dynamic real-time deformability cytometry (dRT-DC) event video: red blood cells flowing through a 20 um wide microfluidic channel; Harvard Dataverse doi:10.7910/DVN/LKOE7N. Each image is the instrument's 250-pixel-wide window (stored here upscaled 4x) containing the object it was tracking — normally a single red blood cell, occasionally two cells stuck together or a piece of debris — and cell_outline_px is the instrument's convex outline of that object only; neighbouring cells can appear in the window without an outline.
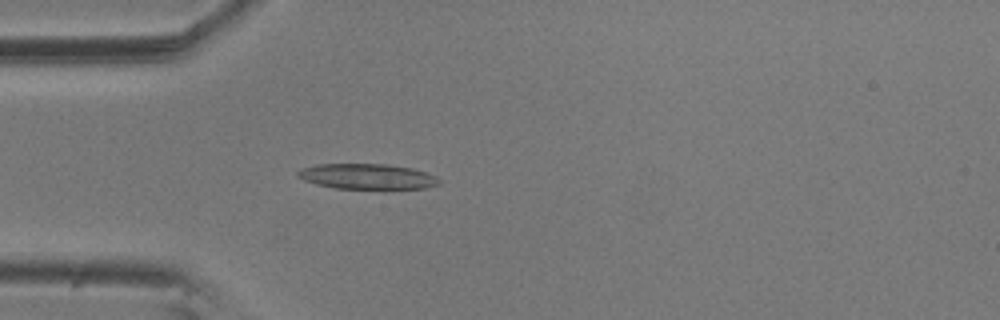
{"species": "common noctule bat (a hibernating species)", "species_latin": "Nyctalus noctula", "temperature_condition": "room temperature", "stored_images_in_passage": 3, "camera_frame_rate_fps": 3000, "um_per_image_px": 0.085, "animal": {"sex": "male", "body_mass_g": 20.5, "forearm_length_mm": 52.5}, "frame": {"image": 1, "passage_image": 3, "time_ms": 0.667, "image_size_px": [1000, 320], "cell_outline_px": [[440, 184], [424, 188], [336, 188], [316, 184], [304, 180], [296, 176], [296, 172], [304, 168], [316, 164], [384, 164], [412, 168], [436, 176], [440, 180]], "centroid_in_image_um": [31.19, 14.99], "position_along_channel_um": 53.8, "area_um2": 20.63}}